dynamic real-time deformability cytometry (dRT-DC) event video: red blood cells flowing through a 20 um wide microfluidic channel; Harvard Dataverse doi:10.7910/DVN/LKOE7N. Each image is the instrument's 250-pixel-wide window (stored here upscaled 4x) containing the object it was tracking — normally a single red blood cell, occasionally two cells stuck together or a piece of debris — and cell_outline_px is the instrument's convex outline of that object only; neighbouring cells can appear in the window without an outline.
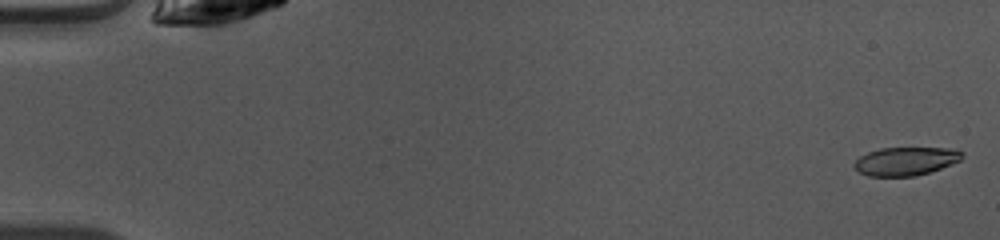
{"species": "common noctule bat (a hibernating species)", "species_latin": "Nyctalus noctula", "temperature_condition": "warm", "stored_images_in_passage": 49, "camera_frame_rate_fps": 3000, "um_per_image_px": 0.085, "animal": {"sex": "female", "body_mass_g": 10.0, "forearm_length_mm": 53.1}, "frame": {"image": 1, "passage_image": 1, "time_ms": 0.0, "image_size_px": [1000, 240], "cell_outline_px": [[964, 156], [960, 160], [940, 168], [916, 176], [868, 176], [860, 172], [852, 164], [860, 156], [868, 152], [880, 148], [948, 148], [964, 152]], "centroid_in_image_um": [76.97, 13.7], "position_along_channel_um": 8.0, "area_um2": 17.69}}
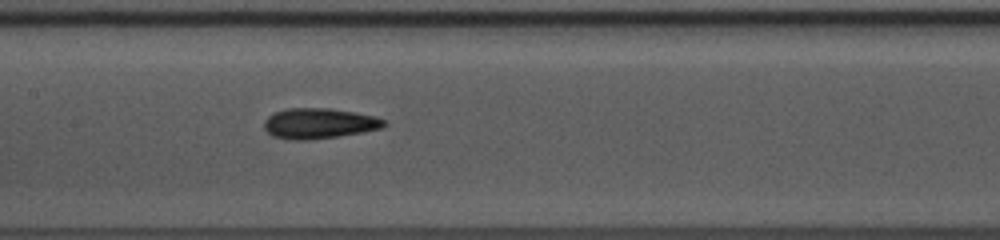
{"frame": {"image": 2, "passage_image": 24, "time_ms": 7.667, "image_size_px": [1000, 240], "cell_outline_px": [[388, 124], [380, 128], [340, 136], [308, 140], [292, 140], [272, 136], [264, 128], [264, 120], [272, 112], [288, 108], [328, 108], [352, 112], [372, 116], [384, 120]], "centroid_in_image_um": [27.05, 10.49], "position_along_channel_um": 180.3, "area_um2": 21.15}}
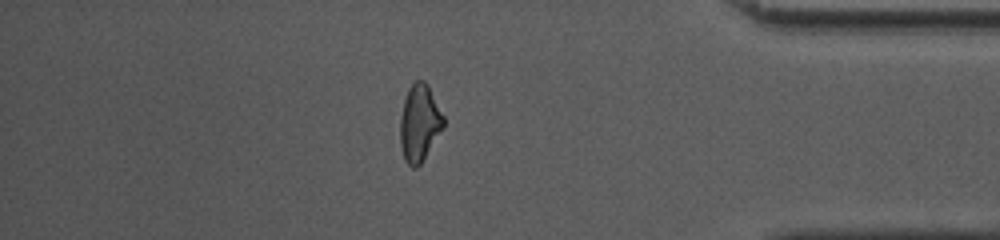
{"frame": {"image": 3, "passage_image": 42, "time_ms": 13.667, "image_size_px": [1000, 240], "cell_outline_px": [[444, 124], [420, 164], [416, 168], [412, 168], [404, 160], [400, 148], [400, 116], [404, 100], [408, 88], [416, 80], [424, 80], [428, 84], [444, 116]], "centroid_in_image_um": [35.63, 10.43], "position_along_channel_um": 399.6, "area_um2": 19.31}, "authors_computed_cell_mechanics": {"area_um2": 19.8832, "velocity_mm_per_s": 4.0999, "shape_relaxation_time_tau1_ms": 5.4942, "shape_relaxation_time_tau2_ms": 2.0514, "deformation_change_tau1": 0.1579, "deformation_change_tau2": 0.0907}}